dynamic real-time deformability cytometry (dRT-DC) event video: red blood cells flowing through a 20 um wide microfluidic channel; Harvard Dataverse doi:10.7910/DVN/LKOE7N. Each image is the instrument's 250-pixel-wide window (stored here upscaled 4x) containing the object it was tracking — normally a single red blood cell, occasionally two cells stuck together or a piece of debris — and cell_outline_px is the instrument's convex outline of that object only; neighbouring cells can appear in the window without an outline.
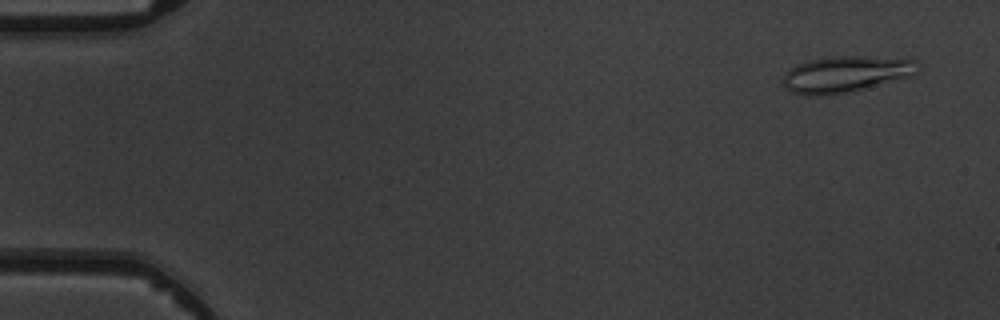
{"species": "common noctule bat (a hibernating species)", "species_latin": "Nyctalus noctula", "temperature_condition": "warm", "stored_images_in_passage": 6, "camera_frame_rate_fps": 3000, "um_per_image_px": 0.085, "animal": {"sex": "male", "body_mass_g": 19.5, "forearm_length_mm": 54.6}, "frame": {"image": 1, "passage_image": 1, "time_ms": 0.0, "image_size_px": [1000, 320], "cell_outline_px": [[920, 72], [912, 76], [844, 92], [824, 96], [804, 96], [792, 92], [784, 84], [784, 76], [792, 68], [800, 64], [812, 60], [836, 56], [860, 56], [916, 60], [920, 64]], "centroid_in_image_um": [71.94, 6.3], "position_along_channel_um": 13.1, "area_um2": 27.86}}
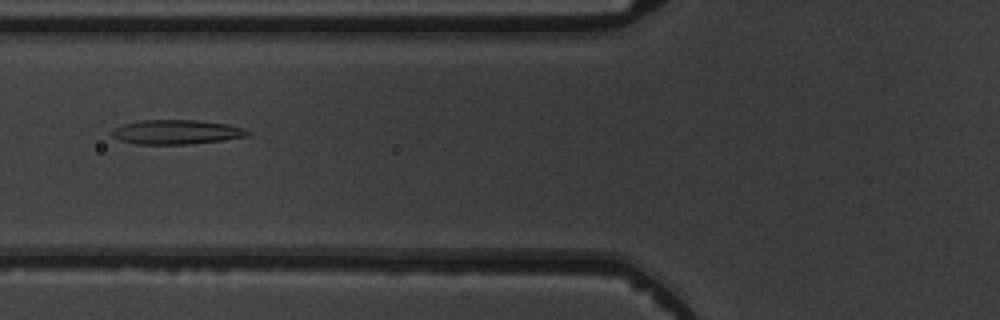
{"frame": {"image": 2, "passage_image": 5, "time_ms": 5.667, "image_size_px": [1000, 320], "cell_outline_px": [[252, 132], [248, 136], [224, 140], [188, 144], [136, 144], [120, 140], [112, 136], [112, 128], [124, 124], [140, 120], [196, 120], [228, 124], [244, 128]], "centroid_in_image_um": [15.02, 11.22], "position_along_channel_um": 110.8, "area_um2": 19.36}}
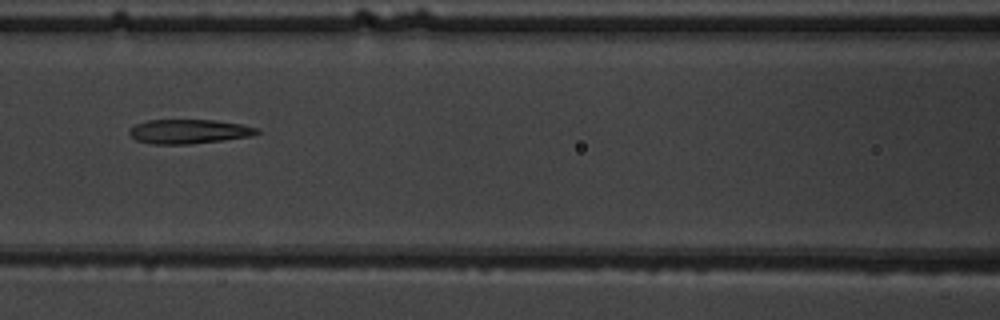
{"frame": {"image": 3, "passage_image": 6, "time_ms": 6.667, "image_size_px": [1000, 320], "cell_outline_px": [[260, 132], [252, 136], [192, 144], [152, 144], [136, 140], [128, 132], [128, 128], [136, 124], [148, 120], [216, 120], [240, 124], [256, 128]], "centroid_in_image_um": [16.02, 11.18], "position_along_channel_um": 150.6, "area_um2": 18.03}}